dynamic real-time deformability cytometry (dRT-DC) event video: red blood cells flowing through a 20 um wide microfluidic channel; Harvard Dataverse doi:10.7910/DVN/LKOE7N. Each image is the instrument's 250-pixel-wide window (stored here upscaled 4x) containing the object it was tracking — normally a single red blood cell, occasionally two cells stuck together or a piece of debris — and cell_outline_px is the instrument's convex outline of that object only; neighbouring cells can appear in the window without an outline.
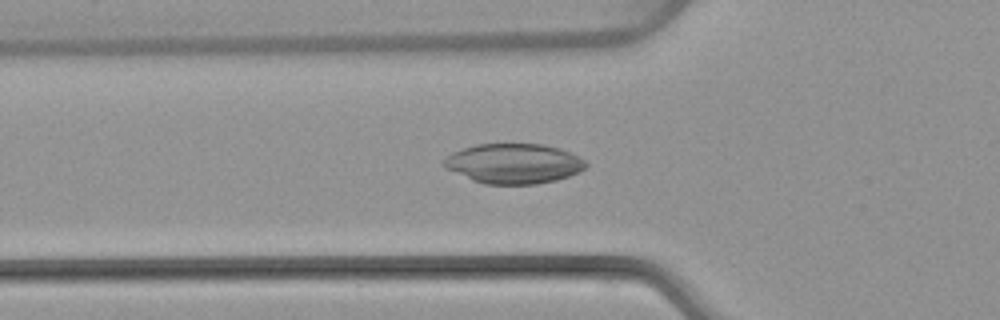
{"species": "common noctule bat (a hibernating species)", "species_latin": "Nyctalus noctula", "temperature_condition": "warm", "stored_images_in_passage": 35, "camera_frame_rate_fps": 3000, "um_per_image_px": 0.085, "animal": {"sex": "female", "body_mass_g": 22.7, "forearm_length_mm": 54.2}, "frame": {"image": 1, "passage_image": 2, "time_ms": 0.333, "image_size_px": [1000, 320], "cell_outline_px": [[588, 164], [580, 172], [556, 180], [536, 184], [484, 184], [472, 180], [448, 168], [444, 164], [444, 160], [452, 152], [476, 144], [544, 144], [560, 148], [580, 156]], "centroid_in_image_um": [43.72, 13.9], "position_along_channel_um": 82.1, "area_um2": 32.89}}
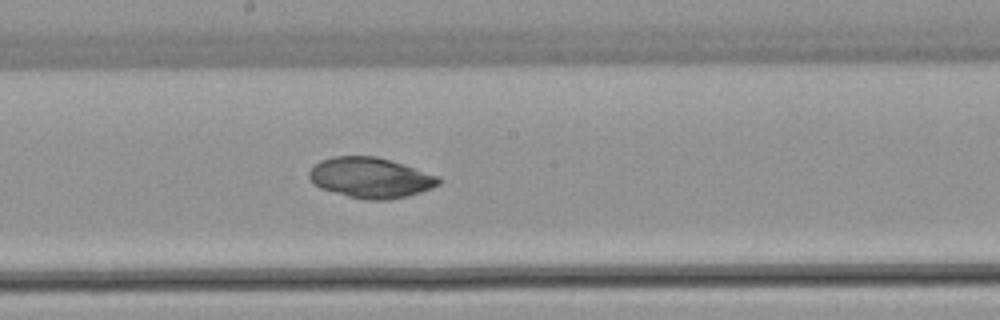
{"frame": {"image": 2, "passage_image": 12, "time_ms": 3.667, "image_size_px": [1000, 320], "cell_outline_px": [[440, 184], [432, 188], [408, 196], [388, 200], [364, 200], [348, 196], [320, 188], [308, 176], [308, 172], [320, 160], [332, 156], [376, 156], [392, 160], [440, 176]], "centroid_in_image_um": [31.53, 15.1], "position_along_channel_um": 216.7, "area_um2": 30.63}}
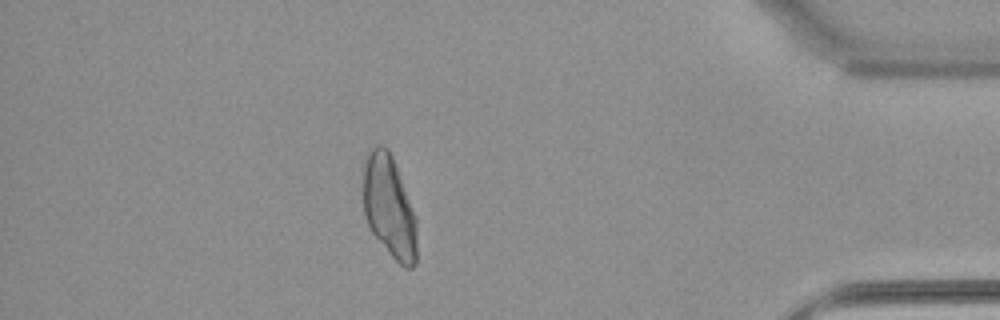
{"frame": {"image": 3, "passage_image": 29, "time_ms": 9.333, "image_size_px": [1000, 320], "cell_outline_px": [[416, 264], [412, 268], [404, 268], [392, 256], [372, 232], [364, 216], [364, 156], [376, 144], [380, 144], [388, 148], [392, 156], [416, 216]], "centroid_in_image_um": [33.08, 17.56], "position_along_channel_um": 402.1, "area_um2": 31.85}}